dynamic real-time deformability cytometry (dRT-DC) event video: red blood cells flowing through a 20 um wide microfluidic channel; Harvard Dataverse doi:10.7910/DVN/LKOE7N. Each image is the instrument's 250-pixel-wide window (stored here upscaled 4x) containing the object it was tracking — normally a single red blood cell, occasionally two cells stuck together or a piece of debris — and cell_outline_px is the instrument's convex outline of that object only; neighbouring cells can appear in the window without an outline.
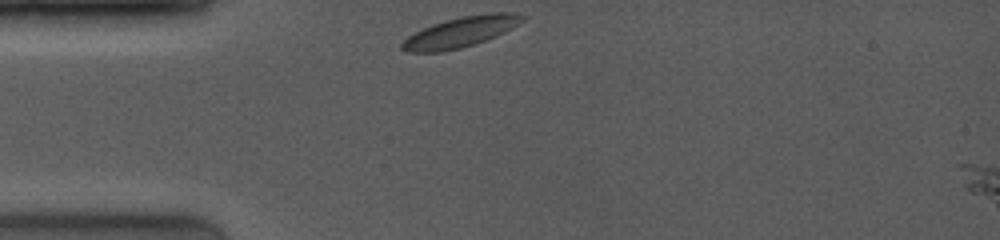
{"species": "common noctule bat (a hibernating species)", "species_latin": "Nyctalus noctula", "temperature_condition": "room temperature", "stored_images_in_passage": 19, "camera_frame_rate_fps": 4000, "um_per_image_px": 0.085, "animal": {"sex": "female", "body_mass_g": 19.0, "forearm_length_mm": 53.3}, "frame": {"image": 1, "passage_image": 1, "time_ms": 0.0, "image_size_px": [1000, 240], "cell_outline_px": [[528, 16], [524, 20], [512, 28], [496, 36], [476, 44], [460, 48], [440, 52], [408, 52], [400, 48], [400, 44], [408, 36], [432, 24], [464, 16], [492, 12], [516, 12]], "centroid_in_image_um": [39.2, 2.72], "position_along_channel_um": 45.8, "area_um2": 21.27}}
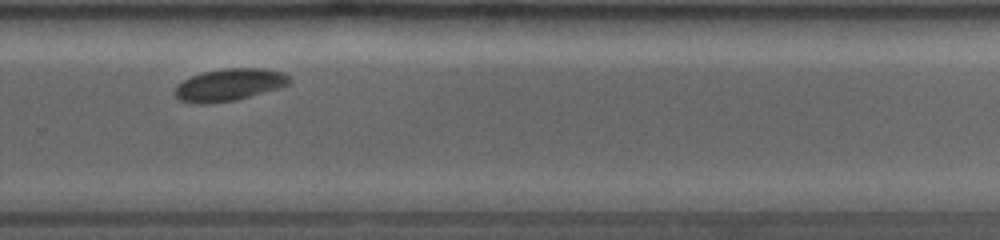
{"frame": {"image": 2, "passage_image": 14, "time_ms": 7.25, "image_size_px": [1000, 240], "cell_outline_px": [[292, 80], [288, 84], [280, 88], [236, 100], [204, 104], [200, 104], [180, 100], [176, 96], [176, 88], [184, 80], [192, 76], [204, 72], [228, 68], [264, 68], [284, 72]], "centroid_in_image_um": [19.55, 7.2], "position_along_channel_um": 310.2, "area_um2": 21.27}}
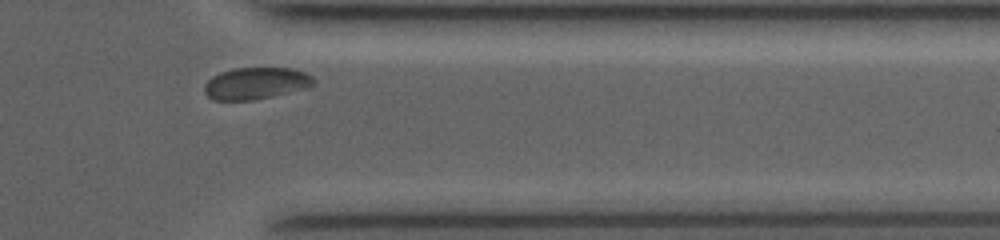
{"frame": {"image": 3, "passage_image": 16, "time_ms": 9.25, "image_size_px": [1000, 240], "cell_outline_px": [[316, 80], [312, 84], [304, 88], [272, 96], [252, 100], [212, 100], [204, 92], [204, 84], [212, 76], [220, 72], [232, 68], [292, 68], [304, 72], [312, 76]], "centroid_in_image_um": [21.7, 7.07], "position_along_channel_um": 389.7, "area_um2": 20.17}, "authors_computed_cell_mechanics": {"area_um2": 21.097, "velocity_mm_per_s": 3.8802, "shape_relaxation_time_tau1_ms": 2.3952, "shape_relaxation_time_tau2_ms": null, "deformation_change_tau1": 0.053, "deformation_change_tau2": null}}